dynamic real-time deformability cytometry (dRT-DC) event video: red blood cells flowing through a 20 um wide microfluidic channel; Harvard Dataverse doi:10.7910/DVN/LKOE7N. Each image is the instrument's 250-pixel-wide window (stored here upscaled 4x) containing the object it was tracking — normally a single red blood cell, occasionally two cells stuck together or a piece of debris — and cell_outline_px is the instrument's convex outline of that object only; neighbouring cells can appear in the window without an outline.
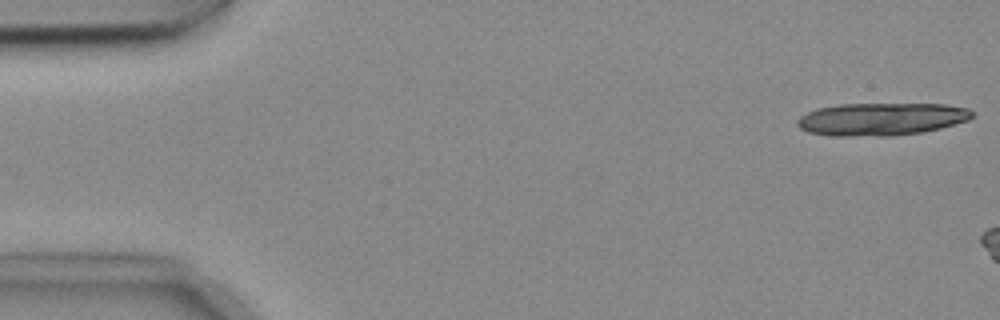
{"species": "common noctule bat (a hibernating species)", "species_latin": "Nyctalus noctula", "temperature_condition": "cold", "stored_images_in_passage": 7, "camera_frame_rate_fps": 3000, "um_per_image_px": 0.085, "animal": {"sex": "female", "body_mass_g": 18.4}, "frame": {"image": 1, "passage_image": 1, "time_ms": 0.0, "image_size_px": [1000, 320], "cell_outline_px": [[972, 116], [968, 120], [940, 128], [920, 132], [888, 136], [828, 136], [808, 132], [800, 128], [796, 124], [796, 120], [800, 116], [816, 108], [840, 104], [944, 104], [968, 108], [972, 112]], "centroid_in_image_um": [74.85, 10.12], "position_along_channel_um": 10.1, "area_um2": 33.29}}